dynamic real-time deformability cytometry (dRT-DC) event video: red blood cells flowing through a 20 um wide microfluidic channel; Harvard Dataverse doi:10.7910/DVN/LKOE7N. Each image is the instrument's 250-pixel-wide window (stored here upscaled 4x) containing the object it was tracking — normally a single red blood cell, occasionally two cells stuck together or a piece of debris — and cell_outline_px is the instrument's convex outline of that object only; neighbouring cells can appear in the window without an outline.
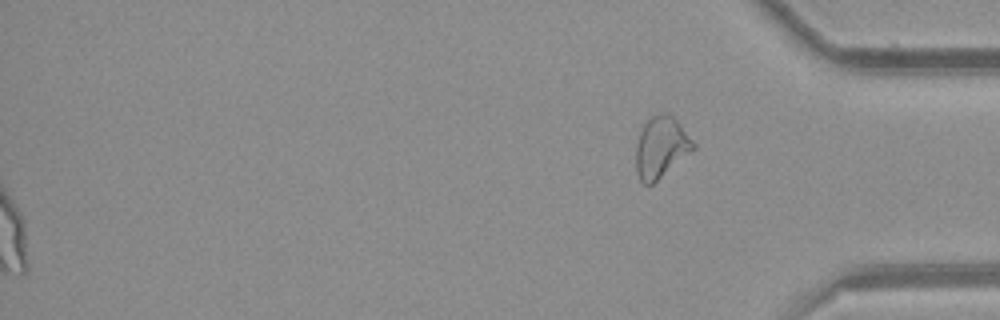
{"species": "common noctule bat (a hibernating species)", "species_latin": "Nyctalus noctula", "temperature_condition": "room temperature", "stored_images_in_passage": 54, "segment_of_instrument_passage": [2, 2], "camera_frame_rate_fps": 3000, "um_per_image_px": 0.085, "animal": {"sex": "female", "body_mass_g": 21.9}, "frame": {"image": 1, "passage_image": 54, "time_ms": 17.667, "image_size_px": [1000, 320], "cell_outline_px": [[696, 148], [652, 184], [644, 184], [640, 180], [636, 172], [636, 144], [640, 132], [644, 124], [652, 116], [668, 112], [680, 124], [696, 144]], "centroid_in_image_um": [56.19, 12.51], "position_along_channel_um": 379.0, "area_um2": 20.23}}